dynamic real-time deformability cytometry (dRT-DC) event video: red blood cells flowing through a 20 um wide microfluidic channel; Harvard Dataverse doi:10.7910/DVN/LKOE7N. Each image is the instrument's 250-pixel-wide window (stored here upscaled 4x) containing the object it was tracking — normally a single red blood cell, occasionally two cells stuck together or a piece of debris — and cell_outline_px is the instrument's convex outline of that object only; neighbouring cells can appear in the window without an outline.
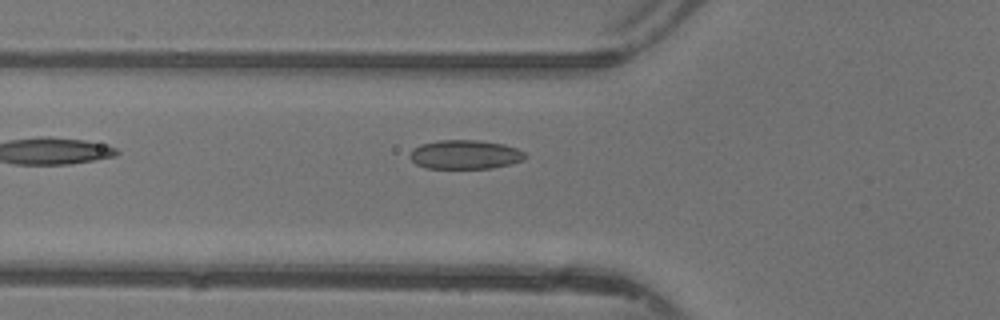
{"species": "common noctule bat (a hibernating species)", "species_latin": "Nyctalus noctula", "temperature_condition": "warm", "stored_images_in_passage": 33, "camera_frame_rate_fps": 3000, "um_per_image_px": 0.085, "animal": {"sex": "female"}, "frame": {"image": 1, "passage_image": 3, "time_ms": 0.667, "image_size_px": [1000, 320], "cell_outline_px": [[528, 156], [524, 160], [492, 168], [424, 168], [416, 164], [408, 156], [412, 148], [420, 144], [440, 140], [480, 140], [504, 144], [516, 148], [524, 152]], "centroid_in_image_um": [39.51, 13.13], "position_along_channel_um": 86.3, "area_um2": 19.65}}
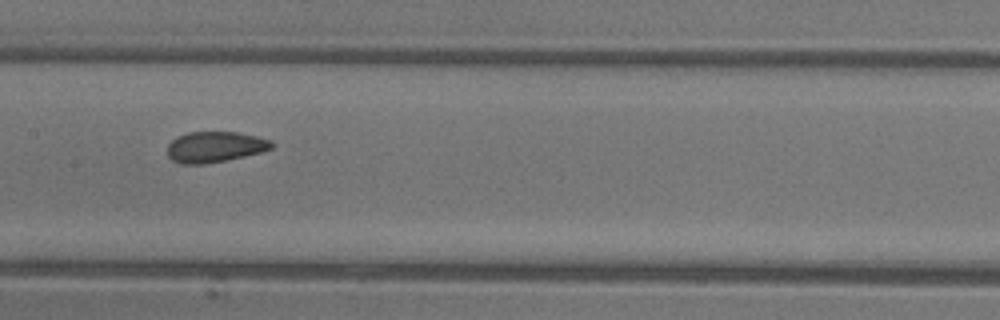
{"frame": {"image": 2, "passage_image": 10, "time_ms": 3.0, "image_size_px": [1000, 320], "cell_outline_px": [[276, 144], [272, 148], [260, 152], [228, 160], [204, 164], [180, 164], [172, 160], [168, 156], [168, 144], [176, 136], [188, 132], [236, 132], [256, 136], [272, 140]], "centroid_in_image_um": [18.27, 12.49], "position_along_channel_um": 189.1, "area_um2": 18.84}}
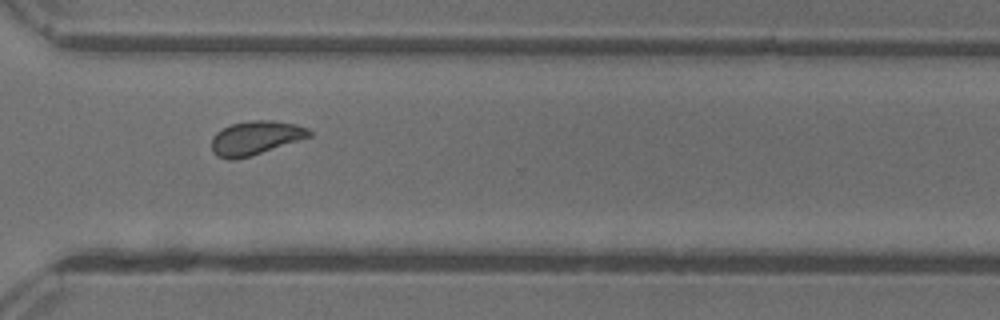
{"frame": {"image": 3, "passage_image": 21, "time_ms": 6.667, "image_size_px": [1000, 320], "cell_outline_px": [[312, 136], [300, 140], [236, 160], [228, 160], [216, 156], [212, 152], [212, 136], [216, 132], [232, 124], [252, 120], [272, 120], [296, 124], [308, 128], [312, 132]], "centroid_in_image_um": [21.71, 11.72], "position_along_channel_um": 348.9, "area_um2": 19.25}, "authors_computed_cell_mechanics": {"area_um2": 18.9584, "velocity_mm_per_s": 4.3678, "shape_relaxation_time_tau1_ms": 3.5285, "shape_relaxation_time_tau2_ms": 0.9908, "deformation_change_tau1": 0.09, "deformation_change_tau2": 0.0513}}